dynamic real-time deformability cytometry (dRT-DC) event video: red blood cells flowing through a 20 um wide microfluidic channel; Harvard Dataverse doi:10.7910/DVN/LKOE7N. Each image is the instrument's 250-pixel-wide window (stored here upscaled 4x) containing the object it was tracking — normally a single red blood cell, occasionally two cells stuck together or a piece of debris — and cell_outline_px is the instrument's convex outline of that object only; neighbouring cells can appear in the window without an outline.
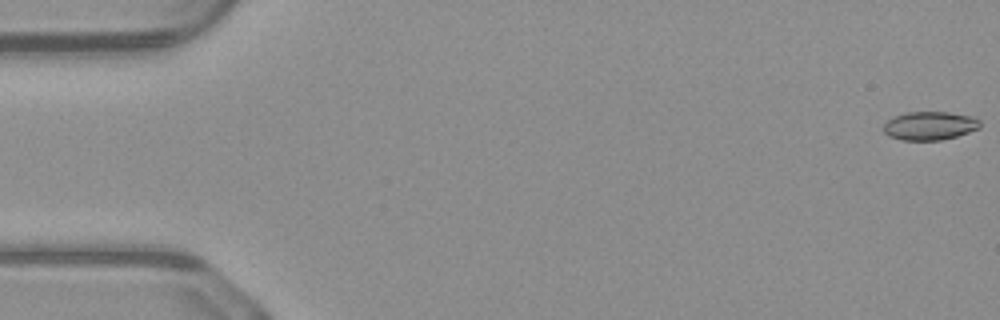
{"species": "common noctule bat (a hibernating species)", "species_latin": "Nyctalus noctula", "temperature_condition": "warm", "stored_images_in_passage": 51, "camera_frame_rate_fps": 3000, "um_per_image_px": 0.085, "animal": {"sex": "male", "body_mass_g": 23.1, "forearm_length_mm": 52.7}, "frame": {"image": 1, "passage_image": 1, "time_ms": 0.0, "image_size_px": [1000, 320], "cell_outline_px": [[980, 128], [956, 136], [940, 140], [900, 140], [888, 136], [884, 132], [884, 124], [892, 116], [904, 112], [948, 112], [976, 116], [980, 120]], "centroid_in_image_um": [79.03, 10.67], "position_along_channel_um": 6.0, "area_um2": 16.24}}
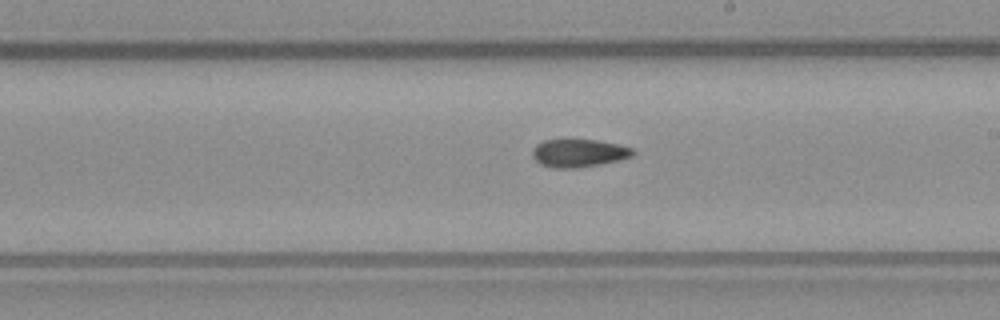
{"frame": {"image": 2, "passage_image": 29, "time_ms": 9.333, "image_size_px": [1000, 320], "cell_outline_px": [[636, 152], [632, 156], [620, 160], [580, 168], [552, 168], [540, 164], [532, 156], [532, 148], [536, 144], [544, 140], [568, 136], [596, 140], [620, 144], [632, 148]], "centroid_in_image_um": [49.16, 12.96], "position_along_channel_um": 239.8, "area_um2": 17.28}}
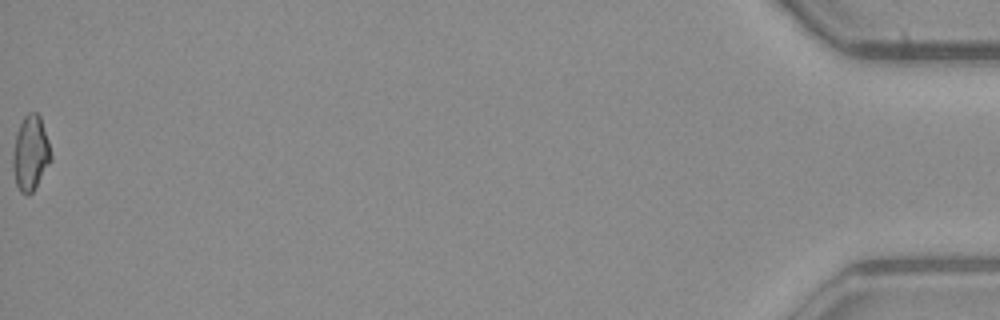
{"frame": {"image": 3, "passage_image": 51, "time_ms": 16.667, "image_size_px": [1000, 320], "cell_outline_px": [[52, 160], [32, 192], [28, 196], [20, 192], [16, 184], [12, 168], [12, 156], [16, 132], [24, 116], [28, 112], [36, 112], [40, 116], [48, 140], [52, 156]], "centroid_in_image_um": [2.58, 13.02], "position_along_channel_um": 432.6, "area_um2": 16.7}, "authors_computed_cell_mechanics": {"area_um2": 16.4152, "velocity_mm_per_s": 4.1384, "shape_relaxation_time_tau1_ms": null, "shape_relaxation_time_tau2_ms": 8.3654, "deformation_change_tau1": null, "deformation_change_tau2": 0.1762}}